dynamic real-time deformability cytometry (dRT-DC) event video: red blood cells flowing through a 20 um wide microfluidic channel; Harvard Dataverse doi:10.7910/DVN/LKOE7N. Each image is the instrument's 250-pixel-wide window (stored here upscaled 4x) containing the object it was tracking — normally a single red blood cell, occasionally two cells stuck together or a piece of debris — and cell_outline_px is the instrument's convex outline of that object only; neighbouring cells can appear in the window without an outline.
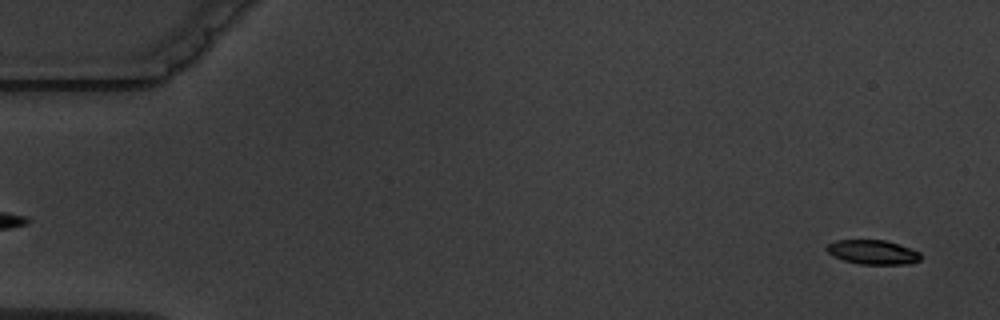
{"species": "common noctule bat (a hibernating species)", "species_latin": "Nyctalus noctula", "temperature_condition": "warm", "stored_images_in_passage": 3, "segment_of_instrument_passage": [2, 2], "camera_frame_rate_fps": 3000, "um_per_image_px": 0.085, "animal": {"sex": "male", "body_mass_g": 19.5, "forearm_length_mm": 54.6}, "frame": {"image": 1, "passage_image": 3, "time_ms": 2.333, "image_size_px": [1000, 320], "cell_outline_px": [[920, 260], [912, 264], [860, 264], [844, 260], [832, 256], [824, 248], [828, 244], [836, 240], [884, 240], [920, 252]], "centroid_in_image_um": [74.16, 21.44], "position_along_channel_um": 10.8, "area_um2": 13.24}}